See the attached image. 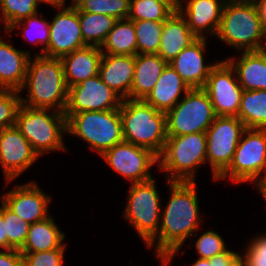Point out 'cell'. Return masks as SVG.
<instances>
[{"mask_svg":"<svg viewBox=\"0 0 266 266\" xmlns=\"http://www.w3.org/2000/svg\"><path fill=\"white\" fill-rule=\"evenodd\" d=\"M170 197L162 208L158 234L146 245L154 247L156 257L173 260L186 239L201 226L196 182L168 181Z\"/></svg>","mask_w":266,"mask_h":266,"instance_id":"1","label":"cell"},{"mask_svg":"<svg viewBox=\"0 0 266 266\" xmlns=\"http://www.w3.org/2000/svg\"><path fill=\"white\" fill-rule=\"evenodd\" d=\"M29 59L23 87L28 97H21L22 105L30 108L53 109L65 112L68 87L60 58L35 55Z\"/></svg>","mask_w":266,"mask_h":266,"instance_id":"2","label":"cell"},{"mask_svg":"<svg viewBox=\"0 0 266 266\" xmlns=\"http://www.w3.org/2000/svg\"><path fill=\"white\" fill-rule=\"evenodd\" d=\"M215 37L240 53L266 49V34L254 0H227Z\"/></svg>","mask_w":266,"mask_h":266,"instance_id":"3","label":"cell"},{"mask_svg":"<svg viewBox=\"0 0 266 266\" xmlns=\"http://www.w3.org/2000/svg\"><path fill=\"white\" fill-rule=\"evenodd\" d=\"M123 138L159 156L167 140L166 113L144 100L123 99L119 108Z\"/></svg>","mask_w":266,"mask_h":266,"instance_id":"4","label":"cell"},{"mask_svg":"<svg viewBox=\"0 0 266 266\" xmlns=\"http://www.w3.org/2000/svg\"><path fill=\"white\" fill-rule=\"evenodd\" d=\"M206 162V132H197L168 137L156 166L165 172L167 182H195L198 168Z\"/></svg>","mask_w":266,"mask_h":266,"instance_id":"5","label":"cell"},{"mask_svg":"<svg viewBox=\"0 0 266 266\" xmlns=\"http://www.w3.org/2000/svg\"><path fill=\"white\" fill-rule=\"evenodd\" d=\"M15 126L27 139L38 156L50 151H67L64 144L66 116L53 109L20 106Z\"/></svg>","mask_w":266,"mask_h":266,"instance_id":"6","label":"cell"},{"mask_svg":"<svg viewBox=\"0 0 266 266\" xmlns=\"http://www.w3.org/2000/svg\"><path fill=\"white\" fill-rule=\"evenodd\" d=\"M65 116L66 134L81 138L99 156L124 141L119 109L83 111Z\"/></svg>","mask_w":266,"mask_h":266,"instance_id":"7","label":"cell"},{"mask_svg":"<svg viewBox=\"0 0 266 266\" xmlns=\"http://www.w3.org/2000/svg\"><path fill=\"white\" fill-rule=\"evenodd\" d=\"M155 179L132 183L124 209L125 218L147 245L159 232L162 201Z\"/></svg>","mask_w":266,"mask_h":266,"instance_id":"8","label":"cell"},{"mask_svg":"<svg viewBox=\"0 0 266 266\" xmlns=\"http://www.w3.org/2000/svg\"><path fill=\"white\" fill-rule=\"evenodd\" d=\"M166 112L167 137L206 132L217 117L208 94L192 88Z\"/></svg>","mask_w":266,"mask_h":266,"instance_id":"9","label":"cell"},{"mask_svg":"<svg viewBox=\"0 0 266 266\" xmlns=\"http://www.w3.org/2000/svg\"><path fill=\"white\" fill-rule=\"evenodd\" d=\"M266 129L246 128L229 167L216 179L233 183L250 182L254 185L265 170Z\"/></svg>","mask_w":266,"mask_h":266,"instance_id":"10","label":"cell"},{"mask_svg":"<svg viewBox=\"0 0 266 266\" xmlns=\"http://www.w3.org/2000/svg\"><path fill=\"white\" fill-rule=\"evenodd\" d=\"M244 123L235 116H217L206 131L207 162L216 180L231 164L234 152L245 130Z\"/></svg>","mask_w":266,"mask_h":266,"instance_id":"11","label":"cell"},{"mask_svg":"<svg viewBox=\"0 0 266 266\" xmlns=\"http://www.w3.org/2000/svg\"><path fill=\"white\" fill-rule=\"evenodd\" d=\"M202 89L210 97L217 116L237 117L243 89L235 69L226 59L217 61Z\"/></svg>","mask_w":266,"mask_h":266,"instance_id":"12","label":"cell"},{"mask_svg":"<svg viewBox=\"0 0 266 266\" xmlns=\"http://www.w3.org/2000/svg\"><path fill=\"white\" fill-rule=\"evenodd\" d=\"M101 157L131 184L153 179L150 169L158 164V156L151 150L125 141L106 150Z\"/></svg>","mask_w":266,"mask_h":266,"instance_id":"13","label":"cell"},{"mask_svg":"<svg viewBox=\"0 0 266 266\" xmlns=\"http://www.w3.org/2000/svg\"><path fill=\"white\" fill-rule=\"evenodd\" d=\"M122 100L97 75L68 88V100L64 114L119 109Z\"/></svg>","mask_w":266,"mask_h":266,"instance_id":"14","label":"cell"},{"mask_svg":"<svg viewBox=\"0 0 266 266\" xmlns=\"http://www.w3.org/2000/svg\"><path fill=\"white\" fill-rule=\"evenodd\" d=\"M54 8H57L58 12L49 22V45L44 51V56L61 58L87 45L82 38L77 8L64 5Z\"/></svg>","mask_w":266,"mask_h":266,"instance_id":"15","label":"cell"},{"mask_svg":"<svg viewBox=\"0 0 266 266\" xmlns=\"http://www.w3.org/2000/svg\"><path fill=\"white\" fill-rule=\"evenodd\" d=\"M39 159L27 139L14 125L0 130V164L6 185Z\"/></svg>","mask_w":266,"mask_h":266,"instance_id":"16","label":"cell"},{"mask_svg":"<svg viewBox=\"0 0 266 266\" xmlns=\"http://www.w3.org/2000/svg\"><path fill=\"white\" fill-rule=\"evenodd\" d=\"M51 198L32 180L2 194L0 200L16 215L32 224L50 216L48 209Z\"/></svg>","mask_w":266,"mask_h":266,"instance_id":"17","label":"cell"},{"mask_svg":"<svg viewBox=\"0 0 266 266\" xmlns=\"http://www.w3.org/2000/svg\"><path fill=\"white\" fill-rule=\"evenodd\" d=\"M182 1L179 0L177 10L187 20L192 33L197 38H207L206 34L216 36L227 0H187L186 5Z\"/></svg>","mask_w":266,"mask_h":266,"instance_id":"18","label":"cell"},{"mask_svg":"<svg viewBox=\"0 0 266 266\" xmlns=\"http://www.w3.org/2000/svg\"><path fill=\"white\" fill-rule=\"evenodd\" d=\"M207 38H197L184 48L169 64L181 78L192 88H203L215 63L204 62Z\"/></svg>","mask_w":266,"mask_h":266,"instance_id":"19","label":"cell"},{"mask_svg":"<svg viewBox=\"0 0 266 266\" xmlns=\"http://www.w3.org/2000/svg\"><path fill=\"white\" fill-rule=\"evenodd\" d=\"M134 66L135 56L133 55L103 54L98 75L122 99H130Z\"/></svg>","mask_w":266,"mask_h":266,"instance_id":"20","label":"cell"},{"mask_svg":"<svg viewBox=\"0 0 266 266\" xmlns=\"http://www.w3.org/2000/svg\"><path fill=\"white\" fill-rule=\"evenodd\" d=\"M12 45L0 38V89L20 92L31 55L29 51L18 50Z\"/></svg>","mask_w":266,"mask_h":266,"instance_id":"21","label":"cell"},{"mask_svg":"<svg viewBox=\"0 0 266 266\" xmlns=\"http://www.w3.org/2000/svg\"><path fill=\"white\" fill-rule=\"evenodd\" d=\"M102 55L100 47L86 46L62 56L60 59L67 87L97 76Z\"/></svg>","mask_w":266,"mask_h":266,"instance_id":"22","label":"cell"},{"mask_svg":"<svg viewBox=\"0 0 266 266\" xmlns=\"http://www.w3.org/2000/svg\"><path fill=\"white\" fill-rule=\"evenodd\" d=\"M190 89L187 83L168 63L144 101L155 109L166 113L182 99L180 98L181 95H185Z\"/></svg>","mask_w":266,"mask_h":266,"instance_id":"23","label":"cell"},{"mask_svg":"<svg viewBox=\"0 0 266 266\" xmlns=\"http://www.w3.org/2000/svg\"><path fill=\"white\" fill-rule=\"evenodd\" d=\"M196 39L185 17L175 10L164 21L158 55L169 63Z\"/></svg>","mask_w":266,"mask_h":266,"instance_id":"24","label":"cell"},{"mask_svg":"<svg viewBox=\"0 0 266 266\" xmlns=\"http://www.w3.org/2000/svg\"><path fill=\"white\" fill-rule=\"evenodd\" d=\"M241 57L226 59L235 69L243 90L266 91V49L259 51H242Z\"/></svg>","mask_w":266,"mask_h":266,"instance_id":"25","label":"cell"},{"mask_svg":"<svg viewBox=\"0 0 266 266\" xmlns=\"http://www.w3.org/2000/svg\"><path fill=\"white\" fill-rule=\"evenodd\" d=\"M168 63L158 54H136L130 99L144 100Z\"/></svg>","mask_w":266,"mask_h":266,"instance_id":"26","label":"cell"},{"mask_svg":"<svg viewBox=\"0 0 266 266\" xmlns=\"http://www.w3.org/2000/svg\"><path fill=\"white\" fill-rule=\"evenodd\" d=\"M65 237L66 234L60 230L53 217L49 216L30 224L26 242L19 252H43L66 248Z\"/></svg>","mask_w":266,"mask_h":266,"instance_id":"27","label":"cell"},{"mask_svg":"<svg viewBox=\"0 0 266 266\" xmlns=\"http://www.w3.org/2000/svg\"><path fill=\"white\" fill-rule=\"evenodd\" d=\"M100 49L103 54L135 56L137 43L133 21L129 19L118 20Z\"/></svg>","mask_w":266,"mask_h":266,"instance_id":"28","label":"cell"},{"mask_svg":"<svg viewBox=\"0 0 266 266\" xmlns=\"http://www.w3.org/2000/svg\"><path fill=\"white\" fill-rule=\"evenodd\" d=\"M237 117L245 128L266 129V91L243 90Z\"/></svg>","mask_w":266,"mask_h":266,"instance_id":"29","label":"cell"},{"mask_svg":"<svg viewBox=\"0 0 266 266\" xmlns=\"http://www.w3.org/2000/svg\"><path fill=\"white\" fill-rule=\"evenodd\" d=\"M117 21L115 17L106 14L79 12L84 43L87 46L101 47Z\"/></svg>","mask_w":266,"mask_h":266,"instance_id":"30","label":"cell"},{"mask_svg":"<svg viewBox=\"0 0 266 266\" xmlns=\"http://www.w3.org/2000/svg\"><path fill=\"white\" fill-rule=\"evenodd\" d=\"M179 0H132L127 19L165 21L178 8Z\"/></svg>","mask_w":266,"mask_h":266,"instance_id":"31","label":"cell"},{"mask_svg":"<svg viewBox=\"0 0 266 266\" xmlns=\"http://www.w3.org/2000/svg\"><path fill=\"white\" fill-rule=\"evenodd\" d=\"M131 21L136 33L137 54H158L164 21Z\"/></svg>","mask_w":266,"mask_h":266,"instance_id":"32","label":"cell"},{"mask_svg":"<svg viewBox=\"0 0 266 266\" xmlns=\"http://www.w3.org/2000/svg\"><path fill=\"white\" fill-rule=\"evenodd\" d=\"M42 16L43 15L40 14V18L38 12L33 16H29L19 22H16L9 28L8 31H6V35L10 34L9 32H13L12 30L16 28L22 29V36L23 38H26L25 40L28 39L32 44L35 45L42 44L43 47L40 50L41 53H37L36 55H44V51L49 45L50 29L49 20L47 21L46 19H44V17L42 18Z\"/></svg>","mask_w":266,"mask_h":266,"instance_id":"33","label":"cell"},{"mask_svg":"<svg viewBox=\"0 0 266 266\" xmlns=\"http://www.w3.org/2000/svg\"><path fill=\"white\" fill-rule=\"evenodd\" d=\"M40 0H0V20L5 32L16 22L38 13Z\"/></svg>","mask_w":266,"mask_h":266,"instance_id":"34","label":"cell"},{"mask_svg":"<svg viewBox=\"0 0 266 266\" xmlns=\"http://www.w3.org/2000/svg\"><path fill=\"white\" fill-rule=\"evenodd\" d=\"M0 214L3 216L5 224L7 249L20 250L26 242L30 224L16 215L2 201Z\"/></svg>","mask_w":266,"mask_h":266,"instance_id":"35","label":"cell"},{"mask_svg":"<svg viewBox=\"0 0 266 266\" xmlns=\"http://www.w3.org/2000/svg\"><path fill=\"white\" fill-rule=\"evenodd\" d=\"M130 0H85L78 7V12L106 14L118 20L127 19Z\"/></svg>","mask_w":266,"mask_h":266,"instance_id":"36","label":"cell"},{"mask_svg":"<svg viewBox=\"0 0 266 266\" xmlns=\"http://www.w3.org/2000/svg\"><path fill=\"white\" fill-rule=\"evenodd\" d=\"M20 92L0 89V130L14 126L22 104Z\"/></svg>","mask_w":266,"mask_h":266,"instance_id":"37","label":"cell"},{"mask_svg":"<svg viewBox=\"0 0 266 266\" xmlns=\"http://www.w3.org/2000/svg\"><path fill=\"white\" fill-rule=\"evenodd\" d=\"M223 238L214 230L202 233L195 242L200 259H210L228 250Z\"/></svg>","mask_w":266,"mask_h":266,"instance_id":"38","label":"cell"},{"mask_svg":"<svg viewBox=\"0 0 266 266\" xmlns=\"http://www.w3.org/2000/svg\"><path fill=\"white\" fill-rule=\"evenodd\" d=\"M23 255V266H63L65 248L43 252H20Z\"/></svg>","mask_w":266,"mask_h":266,"instance_id":"39","label":"cell"},{"mask_svg":"<svg viewBox=\"0 0 266 266\" xmlns=\"http://www.w3.org/2000/svg\"><path fill=\"white\" fill-rule=\"evenodd\" d=\"M249 240L245 253H242L245 266H266V234Z\"/></svg>","mask_w":266,"mask_h":266,"instance_id":"40","label":"cell"},{"mask_svg":"<svg viewBox=\"0 0 266 266\" xmlns=\"http://www.w3.org/2000/svg\"><path fill=\"white\" fill-rule=\"evenodd\" d=\"M211 266H245L244 259L239 252L227 250L209 259Z\"/></svg>","mask_w":266,"mask_h":266,"instance_id":"41","label":"cell"},{"mask_svg":"<svg viewBox=\"0 0 266 266\" xmlns=\"http://www.w3.org/2000/svg\"><path fill=\"white\" fill-rule=\"evenodd\" d=\"M0 266H23V255L16 249H0Z\"/></svg>","mask_w":266,"mask_h":266,"instance_id":"42","label":"cell"},{"mask_svg":"<svg viewBox=\"0 0 266 266\" xmlns=\"http://www.w3.org/2000/svg\"><path fill=\"white\" fill-rule=\"evenodd\" d=\"M257 5L263 31L266 34V0H254Z\"/></svg>","mask_w":266,"mask_h":266,"instance_id":"43","label":"cell"},{"mask_svg":"<svg viewBox=\"0 0 266 266\" xmlns=\"http://www.w3.org/2000/svg\"><path fill=\"white\" fill-rule=\"evenodd\" d=\"M0 249H7V235L5 233V224L3 216L0 214Z\"/></svg>","mask_w":266,"mask_h":266,"instance_id":"44","label":"cell"},{"mask_svg":"<svg viewBox=\"0 0 266 266\" xmlns=\"http://www.w3.org/2000/svg\"><path fill=\"white\" fill-rule=\"evenodd\" d=\"M265 174L261 176L260 180L255 184V187L260 191L266 185V157H265Z\"/></svg>","mask_w":266,"mask_h":266,"instance_id":"45","label":"cell"},{"mask_svg":"<svg viewBox=\"0 0 266 266\" xmlns=\"http://www.w3.org/2000/svg\"><path fill=\"white\" fill-rule=\"evenodd\" d=\"M41 3L50 4L52 7L59 5H66V0H40Z\"/></svg>","mask_w":266,"mask_h":266,"instance_id":"46","label":"cell"},{"mask_svg":"<svg viewBox=\"0 0 266 266\" xmlns=\"http://www.w3.org/2000/svg\"><path fill=\"white\" fill-rule=\"evenodd\" d=\"M191 266H211L209 259L198 258Z\"/></svg>","mask_w":266,"mask_h":266,"instance_id":"47","label":"cell"},{"mask_svg":"<svg viewBox=\"0 0 266 266\" xmlns=\"http://www.w3.org/2000/svg\"><path fill=\"white\" fill-rule=\"evenodd\" d=\"M157 259L161 260V266H171L172 260L168 257H157Z\"/></svg>","mask_w":266,"mask_h":266,"instance_id":"48","label":"cell"},{"mask_svg":"<svg viewBox=\"0 0 266 266\" xmlns=\"http://www.w3.org/2000/svg\"><path fill=\"white\" fill-rule=\"evenodd\" d=\"M85 0H71V4L68 7L77 8Z\"/></svg>","mask_w":266,"mask_h":266,"instance_id":"49","label":"cell"},{"mask_svg":"<svg viewBox=\"0 0 266 266\" xmlns=\"http://www.w3.org/2000/svg\"><path fill=\"white\" fill-rule=\"evenodd\" d=\"M263 198L266 200V185L259 191Z\"/></svg>","mask_w":266,"mask_h":266,"instance_id":"50","label":"cell"}]
</instances>
